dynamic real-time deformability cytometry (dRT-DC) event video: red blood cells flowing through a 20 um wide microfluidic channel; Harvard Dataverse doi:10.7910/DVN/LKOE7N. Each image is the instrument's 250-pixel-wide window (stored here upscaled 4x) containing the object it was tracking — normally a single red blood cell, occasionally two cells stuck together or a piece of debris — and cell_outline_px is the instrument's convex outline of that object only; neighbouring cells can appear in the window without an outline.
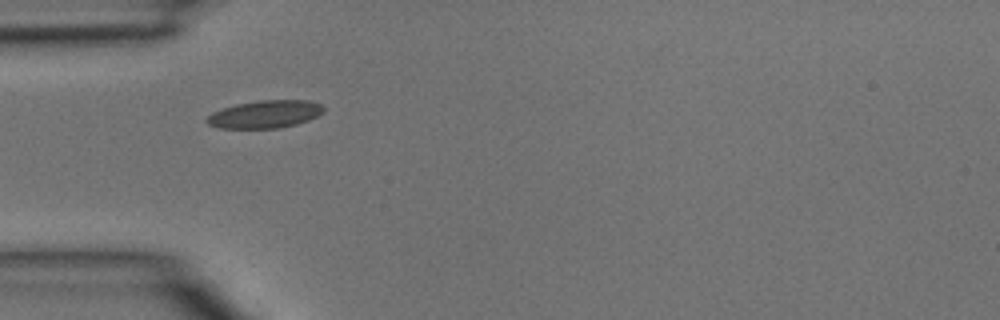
{"species": "common noctule bat (a hibernating species)", "species_latin": "Nyctalus noctula", "temperature_condition": "room temperature", "stored_images_in_passage": 1, "camera_frame_rate_fps": 3000, "um_per_image_px": 0.085, "animal": {"sex": "male", "body_mass_g": 15.6}, "frame": {"image": 1, "passage_image": 1, "time_ms": 0.0, "image_size_px": [1000, 320], "cell_outline_px": [[324, 112], [308, 120], [296, 124], [280, 128], [220, 128], [208, 124], [204, 120], [212, 112], [236, 104], [260, 100], [308, 100], [320, 104], [324, 108]], "centroid_in_image_um": [22.52, 9.71], "position_along_channel_um": 62.5, "area_um2": 18.79}}